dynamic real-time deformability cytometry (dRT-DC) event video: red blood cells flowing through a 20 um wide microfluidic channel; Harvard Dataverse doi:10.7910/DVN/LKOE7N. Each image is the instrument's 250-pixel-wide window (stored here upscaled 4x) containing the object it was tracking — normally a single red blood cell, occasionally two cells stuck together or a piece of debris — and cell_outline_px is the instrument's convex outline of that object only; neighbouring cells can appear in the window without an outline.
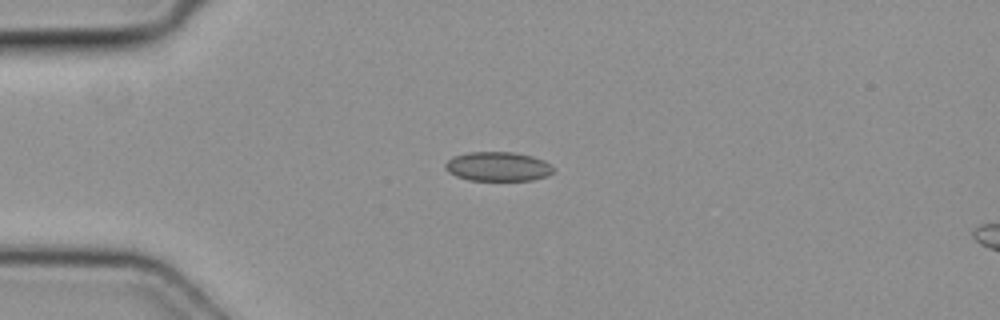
{"species": "common noctule bat (a hibernating species)", "species_latin": "Nyctalus noctula", "temperature_condition": "cold", "stored_images_in_passage": 4, "camera_frame_rate_fps": 3000, "um_per_image_px": 0.085, "animal": {"sex": "female", "body_mass_g": 19.3, "forearm_length_mm": 54.1}, "frame": {"image": 1, "passage_image": 2, "time_ms": 0.333, "image_size_px": [1000, 320], "cell_outline_px": [[556, 172], [548, 176], [532, 180], [468, 180], [456, 176], [448, 172], [444, 168], [444, 164], [452, 156], [468, 152], [512, 152], [532, 156], [544, 160]], "centroid_in_image_um": [42.3, 14.15], "position_along_channel_um": 42.7, "area_um2": 18.55}}
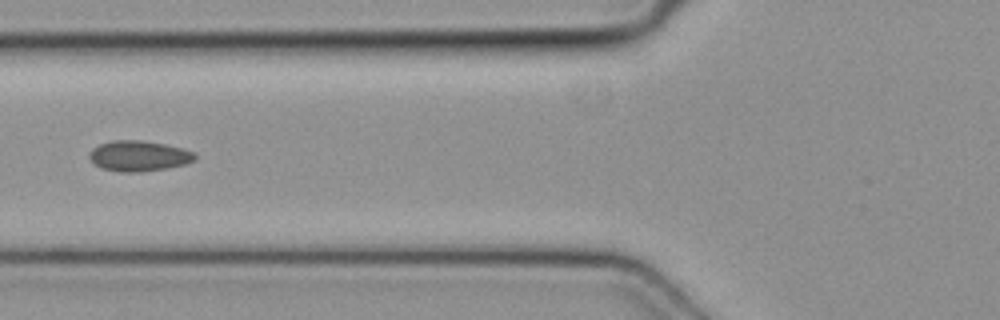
{"frame": {"image": 2, "passage_image": 4, "time_ms": 1.0, "image_size_px": [1000, 320], "cell_outline_px": [[196, 160], [184, 164], [164, 168], [140, 172], [120, 172], [100, 168], [88, 156], [92, 148], [100, 144], [112, 140], [140, 140], [164, 144], [180, 148], [192, 152], [196, 156]], "centroid_in_image_um": [11.76, 13.25], "position_along_channel_um": 114.0, "area_um2": 18.55}}